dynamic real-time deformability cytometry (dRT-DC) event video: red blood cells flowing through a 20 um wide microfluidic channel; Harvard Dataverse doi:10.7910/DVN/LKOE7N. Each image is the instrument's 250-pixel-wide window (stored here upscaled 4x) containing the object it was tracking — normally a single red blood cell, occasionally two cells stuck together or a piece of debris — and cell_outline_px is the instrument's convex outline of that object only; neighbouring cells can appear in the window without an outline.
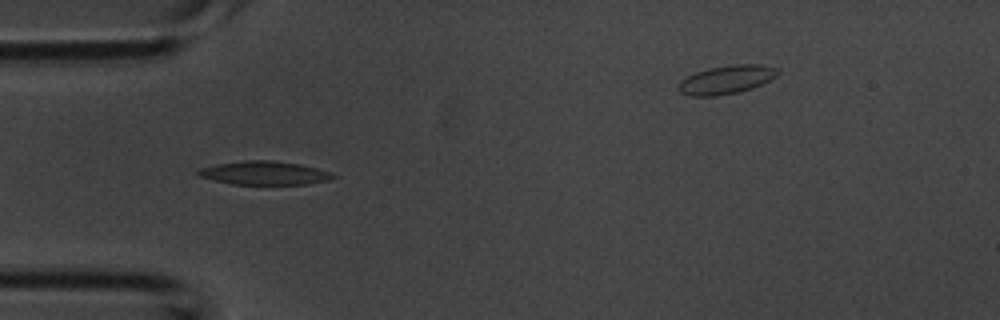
{"species": "common noctule bat (a hibernating species)", "species_latin": "Nyctalus noctula", "temperature_condition": "room temperature", "stored_images_in_passage": 22, "camera_frame_rate_fps": 3000, "um_per_image_px": 0.085, "animal": {"sex": "male", "body_mass_g": 20.1, "forearm_length_mm": 53.5}, "frame": {"image": 1, "passage_image": 4, "time_ms": 1.0, "image_size_px": [1000, 320], "cell_outline_px": [[336, 176], [328, 180], [308, 184], [232, 184], [200, 176], [196, 172], [200, 168], [216, 164], [244, 160], [272, 160], [300, 164], [316, 168], [328, 172]], "centroid_in_image_um": [22.45, 14.7], "position_along_channel_um": 62.5, "area_um2": 18.26}}
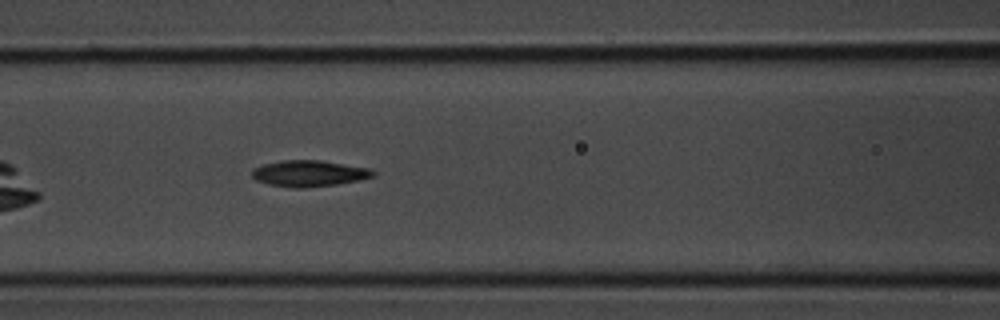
{"frame": {"image": 2, "passage_image": 9, "time_ms": 2.667, "image_size_px": [1000, 320], "cell_outline_px": [[376, 176], [360, 180], [336, 184], [308, 188], [292, 188], [268, 184], [256, 180], [252, 176], [252, 168], [264, 164], [284, 160], [320, 160], [368, 168], [376, 172]], "centroid_in_image_um": [26.27, 14.75], "position_along_channel_um": 140.3, "area_um2": 18.55}}
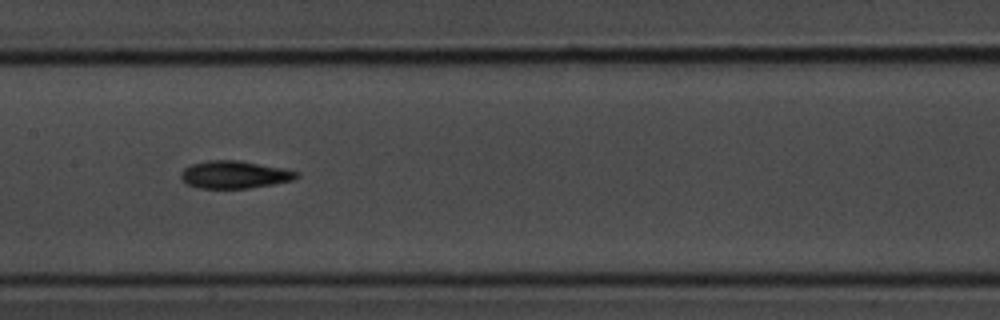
{"frame": {"image": 3, "passage_image": 12, "time_ms": 3.667, "image_size_px": [1000, 320], "cell_outline_px": [[300, 176], [292, 180], [272, 184], [248, 188], [196, 188], [184, 184], [180, 180], [180, 172], [184, 168], [192, 164], [208, 160], [240, 160], [284, 168], [296, 172]], "centroid_in_image_um": [19.86, 14.84], "position_along_channel_um": 187.5, "area_um2": 18.73}}